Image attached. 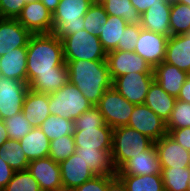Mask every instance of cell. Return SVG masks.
<instances>
[{"instance_id":"obj_1","label":"cell","mask_w":190,"mask_h":191,"mask_svg":"<svg viewBox=\"0 0 190 191\" xmlns=\"http://www.w3.org/2000/svg\"><path fill=\"white\" fill-rule=\"evenodd\" d=\"M69 82L74 84L84 97L96 106L103 93L112 88L106 60H65Z\"/></svg>"},{"instance_id":"obj_2","label":"cell","mask_w":190,"mask_h":191,"mask_svg":"<svg viewBox=\"0 0 190 191\" xmlns=\"http://www.w3.org/2000/svg\"><path fill=\"white\" fill-rule=\"evenodd\" d=\"M65 64L62 40L50 34H33L27 45V84L38 74L55 73Z\"/></svg>"},{"instance_id":"obj_3","label":"cell","mask_w":190,"mask_h":191,"mask_svg":"<svg viewBox=\"0 0 190 191\" xmlns=\"http://www.w3.org/2000/svg\"><path fill=\"white\" fill-rule=\"evenodd\" d=\"M74 143L83 150H112L113 129L105 123L96 106L86 110L74 121Z\"/></svg>"},{"instance_id":"obj_4","label":"cell","mask_w":190,"mask_h":191,"mask_svg":"<svg viewBox=\"0 0 190 191\" xmlns=\"http://www.w3.org/2000/svg\"><path fill=\"white\" fill-rule=\"evenodd\" d=\"M154 142L139 131L129 127L120 126L112 133V159L117 171L132 156L147 150Z\"/></svg>"},{"instance_id":"obj_5","label":"cell","mask_w":190,"mask_h":191,"mask_svg":"<svg viewBox=\"0 0 190 191\" xmlns=\"http://www.w3.org/2000/svg\"><path fill=\"white\" fill-rule=\"evenodd\" d=\"M92 0H60L53 12V34L60 39L84 29V16Z\"/></svg>"},{"instance_id":"obj_6","label":"cell","mask_w":190,"mask_h":191,"mask_svg":"<svg viewBox=\"0 0 190 191\" xmlns=\"http://www.w3.org/2000/svg\"><path fill=\"white\" fill-rule=\"evenodd\" d=\"M92 106L82 92L69 81L59 90L49 94L50 114L65 119L75 121Z\"/></svg>"},{"instance_id":"obj_7","label":"cell","mask_w":190,"mask_h":191,"mask_svg":"<svg viewBox=\"0 0 190 191\" xmlns=\"http://www.w3.org/2000/svg\"><path fill=\"white\" fill-rule=\"evenodd\" d=\"M61 40L65 60H106L107 52L98 36L89 34L85 29Z\"/></svg>"},{"instance_id":"obj_8","label":"cell","mask_w":190,"mask_h":191,"mask_svg":"<svg viewBox=\"0 0 190 191\" xmlns=\"http://www.w3.org/2000/svg\"><path fill=\"white\" fill-rule=\"evenodd\" d=\"M96 107L103 115L105 123L114 129L127 126L135 104L130 103L112 87L103 93Z\"/></svg>"},{"instance_id":"obj_9","label":"cell","mask_w":190,"mask_h":191,"mask_svg":"<svg viewBox=\"0 0 190 191\" xmlns=\"http://www.w3.org/2000/svg\"><path fill=\"white\" fill-rule=\"evenodd\" d=\"M28 90L26 82L0 76V119L5 120L22 111Z\"/></svg>"},{"instance_id":"obj_10","label":"cell","mask_w":190,"mask_h":191,"mask_svg":"<svg viewBox=\"0 0 190 191\" xmlns=\"http://www.w3.org/2000/svg\"><path fill=\"white\" fill-rule=\"evenodd\" d=\"M153 81V73L131 72L114 79L112 87L130 103L138 105L144 104Z\"/></svg>"},{"instance_id":"obj_11","label":"cell","mask_w":190,"mask_h":191,"mask_svg":"<svg viewBox=\"0 0 190 191\" xmlns=\"http://www.w3.org/2000/svg\"><path fill=\"white\" fill-rule=\"evenodd\" d=\"M127 126L139 131L153 142L168 134L166 122L145 104L135 105Z\"/></svg>"},{"instance_id":"obj_12","label":"cell","mask_w":190,"mask_h":191,"mask_svg":"<svg viewBox=\"0 0 190 191\" xmlns=\"http://www.w3.org/2000/svg\"><path fill=\"white\" fill-rule=\"evenodd\" d=\"M106 62L112 80L131 72L153 73V68L134 51L114 50L108 52Z\"/></svg>"},{"instance_id":"obj_13","label":"cell","mask_w":190,"mask_h":191,"mask_svg":"<svg viewBox=\"0 0 190 191\" xmlns=\"http://www.w3.org/2000/svg\"><path fill=\"white\" fill-rule=\"evenodd\" d=\"M17 20L32 34H50L53 32V14L40 0L26 3Z\"/></svg>"},{"instance_id":"obj_14","label":"cell","mask_w":190,"mask_h":191,"mask_svg":"<svg viewBox=\"0 0 190 191\" xmlns=\"http://www.w3.org/2000/svg\"><path fill=\"white\" fill-rule=\"evenodd\" d=\"M27 170L39 183L42 191L63 190L60 165L49 156L30 161Z\"/></svg>"},{"instance_id":"obj_15","label":"cell","mask_w":190,"mask_h":191,"mask_svg":"<svg viewBox=\"0 0 190 191\" xmlns=\"http://www.w3.org/2000/svg\"><path fill=\"white\" fill-rule=\"evenodd\" d=\"M168 37L141 28L134 52L152 68L165 59Z\"/></svg>"},{"instance_id":"obj_16","label":"cell","mask_w":190,"mask_h":191,"mask_svg":"<svg viewBox=\"0 0 190 191\" xmlns=\"http://www.w3.org/2000/svg\"><path fill=\"white\" fill-rule=\"evenodd\" d=\"M59 165L63 189L67 191H71L95 176L88 164L76 152L61 161Z\"/></svg>"},{"instance_id":"obj_17","label":"cell","mask_w":190,"mask_h":191,"mask_svg":"<svg viewBox=\"0 0 190 191\" xmlns=\"http://www.w3.org/2000/svg\"><path fill=\"white\" fill-rule=\"evenodd\" d=\"M162 168L190 167V151L184 149L170 135L154 142Z\"/></svg>"},{"instance_id":"obj_18","label":"cell","mask_w":190,"mask_h":191,"mask_svg":"<svg viewBox=\"0 0 190 191\" xmlns=\"http://www.w3.org/2000/svg\"><path fill=\"white\" fill-rule=\"evenodd\" d=\"M32 35L17 19L0 20V57L16 48L27 47Z\"/></svg>"},{"instance_id":"obj_19","label":"cell","mask_w":190,"mask_h":191,"mask_svg":"<svg viewBox=\"0 0 190 191\" xmlns=\"http://www.w3.org/2000/svg\"><path fill=\"white\" fill-rule=\"evenodd\" d=\"M162 167L158 153L153 143L147 150L132 156L118 171L116 175H153L161 174Z\"/></svg>"},{"instance_id":"obj_20","label":"cell","mask_w":190,"mask_h":191,"mask_svg":"<svg viewBox=\"0 0 190 191\" xmlns=\"http://www.w3.org/2000/svg\"><path fill=\"white\" fill-rule=\"evenodd\" d=\"M164 62L190 74V30L168 38Z\"/></svg>"},{"instance_id":"obj_21","label":"cell","mask_w":190,"mask_h":191,"mask_svg":"<svg viewBox=\"0 0 190 191\" xmlns=\"http://www.w3.org/2000/svg\"><path fill=\"white\" fill-rule=\"evenodd\" d=\"M170 12L171 3L154 4L141 14V28L169 38L171 36Z\"/></svg>"},{"instance_id":"obj_22","label":"cell","mask_w":190,"mask_h":191,"mask_svg":"<svg viewBox=\"0 0 190 191\" xmlns=\"http://www.w3.org/2000/svg\"><path fill=\"white\" fill-rule=\"evenodd\" d=\"M153 76L162 89L177 98L189 74L163 61L153 67Z\"/></svg>"},{"instance_id":"obj_23","label":"cell","mask_w":190,"mask_h":191,"mask_svg":"<svg viewBox=\"0 0 190 191\" xmlns=\"http://www.w3.org/2000/svg\"><path fill=\"white\" fill-rule=\"evenodd\" d=\"M0 76L27 83V47L16 48L0 57Z\"/></svg>"},{"instance_id":"obj_24","label":"cell","mask_w":190,"mask_h":191,"mask_svg":"<svg viewBox=\"0 0 190 191\" xmlns=\"http://www.w3.org/2000/svg\"><path fill=\"white\" fill-rule=\"evenodd\" d=\"M22 112L33 128L39 127L50 115L49 94L37 93L29 89L24 99Z\"/></svg>"},{"instance_id":"obj_25","label":"cell","mask_w":190,"mask_h":191,"mask_svg":"<svg viewBox=\"0 0 190 191\" xmlns=\"http://www.w3.org/2000/svg\"><path fill=\"white\" fill-rule=\"evenodd\" d=\"M177 98L169 95L155 80L146 94L144 104L166 123L170 119Z\"/></svg>"},{"instance_id":"obj_26","label":"cell","mask_w":190,"mask_h":191,"mask_svg":"<svg viewBox=\"0 0 190 191\" xmlns=\"http://www.w3.org/2000/svg\"><path fill=\"white\" fill-rule=\"evenodd\" d=\"M88 164L94 175H116L111 150H83L76 148L75 151Z\"/></svg>"},{"instance_id":"obj_27","label":"cell","mask_w":190,"mask_h":191,"mask_svg":"<svg viewBox=\"0 0 190 191\" xmlns=\"http://www.w3.org/2000/svg\"><path fill=\"white\" fill-rule=\"evenodd\" d=\"M20 145L29 161L49 156L50 140L39 127H34L20 140Z\"/></svg>"},{"instance_id":"obj_28","label":"cell","mask_w":190,"mask_h":191,"mask_svg":"<svg viewBox=\"0 0 190 191\" xmlns=\"http://www.w3.org/2000/svg\"><path fill=\"white\" fill-rule=\"evenodd\" d=\"M127 25L121 17L107 16L106 23L98 30V38L107 53L117 49Z\"/></svg>"},{"instance_id":"obj_29","label":"cell","mask_w":190,"mask_h":191,"mask_svg":"<svg viewBox=\"0 0 190 191\" xmlns=\"http://www.w3.org/2000/svg\"><path fill=\"white\" fill-rule=\"evenodd\" d=\"M69 81L66 63L55 73L38 74L29 84V89L37 93L50 94L62 88Z\"/></svg>"},{"instance_id":"obj_30","label":"cell","mask_w":190,"mask_h":191,"mask_svg":"<svg viewBox=\"0 0 190 191\" xmlns=\"http://www.w3.org/2000/svg\"><path fill=\"white\" fill-rule=\"evenodd\" d=\"M127 191H165L162 174L153 175H116Z\"/></svg>"},{"instance_id":"obj_31","label":"cell","mask_w":190,"mask_h":191,"mask_svg":"<svg viewBox=\"0 0 190 191\" xmlns=\"http://www.w3.org/2000/svg\"><path fill=\"white\" fill-rule=\"evenodd\" d=\"M0 157L16 172L27 170L30 163L21 148L20 141L8 139L0 146Z\"/></svg>"},{"instance_id":"obj_32","label":"cell","mask_w":190,"mask_h":191,"mask_svg":"<svg viewBox=\"0 0 190 191\" xmlns=\"http://www.w3.org/2000/svg\"><path fill=\"white\" fill-rule=\"evenodd\" d=\"M161 174L165 191H189L190 167L162 168Z\"/></svg>"},{"instance_id":"obj_33","label":"cell","mask_w":190,"mask_h":191,"mask_svg":"<svg viewBox=\"0 0 190 191\" xmlns=\"http://www.w3.org/2000/svg\"><path fill=\"white\" fill-rule=\"evenodd\" d=\"M108 15L121 17L127 24L140 23L141 14L130 0H103L100 2Z\"/></svg>"},{"instance_id":"obj_34","label":"cell","mask_w":190,"mask_h":191,"mask_svg":"<svg viewBox=\"0 0 190 191\" xmlns=\"http://www.w3.org/2000/svg\"><path fill=\"white\" fill-rule=\"evenodd\" d=\"M47 138L51 141L65 135H73L75 130L74 120L65 119L50 114L39 126Z\"/></svg>"},{"instance_id":"obj_35","label":"cell","mask_w":190,"mask_h":191,"mask_svg":"<svg viewBox=\"0 0 190 191\" xmlns=\"http://www.w3.org/2000/svg\"><path fill=\"white\" fill-rule=\"evenodd\" d=\"M171 36L185 34L190 30V7L179 2L171 3Z\"/></svg>"},{"instance_id":"obj_36","label":"cell","mask_w":190,"mask_h":191,"mask_svg":"<svg viewBox=\"0 0 190 191\" xmlns=\"http://www.w3.org/2000/svg\"><path fill=\"white\" fill-rule=\"evenodd\" d=\"M76 151L73 135H65L50 141L49 157L60 163Z\"/></svg>"},{"instance_id":"obj_37","label":"cell","mask_w":190,"mask_h":191,"mask_svg":"<svg viewBox=\"0 0 190 191\" xmlns=\"http://www.w3.org/2000/svg\"><path fill=\"white\" fill-rule=\"evenodd\" d=\"M108 14L103 5L99 2H93L84 16V29L95 36H98V30L101 25L107 21Z\"/></svg>"},{"instance_id":"obj_38","label":"cell","mask_w":190,"mask_h":191,"mask_svg":"<svg viewBox=\"0 0 190 191\" xmlns=\"http://www.w3.org/2000/svg\"><path fill=\"white\" fill-rule=\"evenodd\" d=\"M3 191H42L39 183L28 170L14 172L12 179Z\"/></svg>"},{"instance_id":"obj_39","label":"cell","mask_w":190,"mask_h":191,"mask_svg":"<svg viewBox=\"0 0 190 191\" xmlns=\"http://www.w3.org/2000/svg\"><path fill=\"white\" fill-rule=\"evenodd\" d=\"M7 128L9 139L20 140L27 135L33 128L29 121L25 118L23 112L3 120Z\"/></svg>"},{"instance_id":"obj_40","label":"cell","mask_w":190,"mask_h":191,"mask_svg":"<svg viewBox=\"0 0 190 191\" xmlns=\"http://www.w3.org/2000/svg\"><path fill=\"white\" fill-rule=\"evenodd\" d=\"M166 126L167 129L190 127V103L177 99Z\"/></svg>"},{"instance_id":"obj_41","label":"cell","mask_w":190,"mask_h":191,"mask_svg":"<svg viewBox=\"0 0 190 191\" xmlns=\"http://www.w3.org/2000/svg\"><path fill=\"white\" fill-rule=\"evenodd\" d=\"M141 31L140 23L128 24L116 50L134 51Z\"/></svg>"},{"instance_id":"obj_42","label":"cell","mask_w":190,"mask_h":191,"mask_svg":"<svg viewBox=\"0 0 190 191\" xmlns=\"http://www.w3.org/2000/svg\"><path fill=\"white\" fill-rule=\"evenodd\" d=\"M39 0H0L3 18L17 19L26 3Z\"/></svg>"},{"instance_id":"obj_43","label":"cell","mask_w":190,"mask_h":191,"mask_svg":"<svg viewBox=\"0 0 190 191\" xmlns=\"http://www.w3.org/2000/svg\"><path fill=\"white\" fill-rule=\"evenodd\" d=\"M107 175H95L84 184L75 187L71 191H106Z\"/></svg>"},{"instance_id":"obj_44","label":"cell","mask_w":190,"mask_h":191,"mask_svg":"<svg viewBox=\"0 0 190 191\" xmlns=\"http://www.w3.org/2000/svg\"><path fill=\"white\" fill-rule=\"evenodd\" d=\"M170 135L184 149L190 151V127L180 129H167Z\"/></svg>"},{"instance_id":"obj_45","label":"cell","mask_w":190,"mask_h":191,"mask_svg":"<svg viewBox=\"0 0 190 191\" xmlns=\"http://www.w3.org/2000/svg\"><path fill=\"white\" fill-rule=\"evenodd\" d=\"M14 170L3 161L0 157V190H3L5 186L10 182L14 174Z\"/></svg>"},{"instance_id":"obj_46","label":"cell","mask_w":190,"mask_h":191,"mask_svg":"<svg viewBox=\"0 0 190 191\" xmlns=\"http://www.w3.org/2000/svg\"><path fill=\"white\" fill-rule=\"evenodd\" d=\"M134 8L140 13H144L154 4H165V0H130Z\"/></svg>"},{"instance_id":"obj_47","label":"cell","mask_w":190,"mask_h":191,"mask_svg":"<svg viewBox=\"0 0 190 191\" xmlns=\"http://www.w3.org/2000/svg\"><path fill=\"white\" fill-rule=\"evenodd\" d=\"M106 191H127L123 182L116 175H107Z\"/></svg>"},{"instance_id":"obj_48","label":"cell","mask_w":190,"mask_h":191,"mask_svg":"<svg viewBox=\"0 0 190 191\" xmlns=\"http://www.w3.org/2000/svg\"><path fill=\"white\" fill-rule=\"evenodd\" d=\"M177 99L190 103V74L184 82L183 86L181 87Z\"/></svg>"},{"instance_id":"obj_49","label":"cell","mask_w":190,"mask_h":191,"mask_svg":"<svg viewBox=\"0 0 190 191\" xmlns=\"http://www.w3.org/2000/svg\"><path fill=\"white\" fill-rule=\"evenodd\" d=\"M9 139L7 134V128L5 123L2 119H0V146L3 145L5 141Z\"/></svg>"},{"instance_id":"obj_50","label":"cell","mask_w":190,"mask_h":191,"mask_svg":"<svg viewBox=\"0 0 190 191\" xmlns=\"http://www.w3.org/2000/svg\"><path fill=\"white\" fill-rule=\"evenodd\" d=\"M44 6L53 14L59 5L60 0H40Z\"/></svg>"},{"instance_id":"obj_51","label":"cell","mask_w":190,"mask_h":191,"mask_svg":"<svg viewBox=\"0 0 190 191\" xmlns=\"http://www.w3.org/2000/svg\"><path fill=\"white\" fill-rule=\"evenodd\" d=\"M179 3L188 5L190 7V0H178Z\"/></svg>"},{"instance_id":"obj_52","label":"cell","mask_w":190,"mask_h":191,"mask_svg":"<svg viewBox=\"0 0 190 191\" xmlns=\"http://www.w3.org/2000/svg\"><path fill=\"white\" fill-rule=\"evenodd\" d=\"M166 2H169V3H176L178 2V0H165Z\"/></svg>"},{"instance_id":"obj_53","label":"cell","mask_w":190,"mask_h":191,"mask_svg":"<svg viewBox=\"0 0 190 191\" xmlns=\"http://www.w3.org/2000/svg\"><path fill=\"white\" fill-rule=\"evenodd\" d=\"M2 19H4V18H3V15L1 13V10H0V20H2Z\"/></svg>"},{"instance_id":"obj_54","label":"cell","mask_w":190,"mask_h":191,"mask_svg":"<svg viewBox=\"0 0 190 191\" xmlns=\"http://www.w3.org/2000/svg\"><path fill=\"white\" fill-rule=\"evenodd\" d=\"M93 2H102L103 0H92Z\"/></svg>"}]
</instances>
